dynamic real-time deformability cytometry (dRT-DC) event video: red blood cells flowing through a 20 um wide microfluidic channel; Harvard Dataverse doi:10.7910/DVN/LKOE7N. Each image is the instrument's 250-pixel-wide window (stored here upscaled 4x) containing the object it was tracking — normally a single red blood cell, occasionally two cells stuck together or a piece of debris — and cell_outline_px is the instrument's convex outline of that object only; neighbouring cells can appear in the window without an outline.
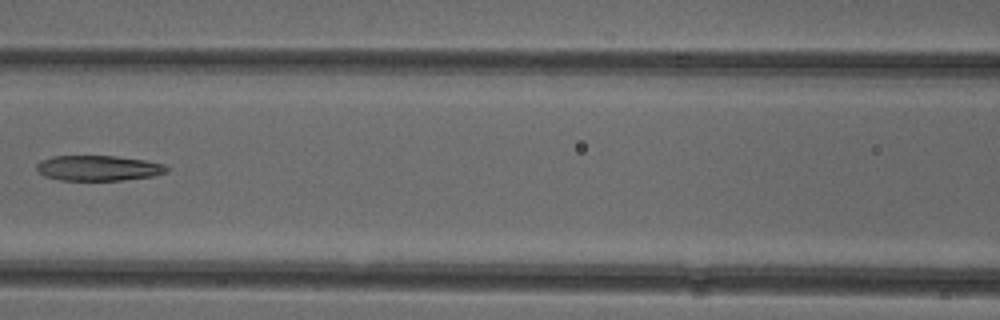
{"species": "common noctule bat (a hibernating species)", "species_latin": "Nyctalus noctula", "temperature_condition": "cold", "stored_images_in_passage": 7, "camera_frame_rate_fps": 3000, "um_per_image_px": 0.085, "animal": {"sex": "female"}, "frame": {"image": 1, "passage_image": 7, "time_ms": 8.0, "image_size_px": [1000, 320], "cell_outline_px": [[168, 172], [152, 176], [120, 180], [60, 180], [44, 176], [36, 168], [36, 164], [40, 160], [52, 156], [116, 156], [144, 160], [164, 164], [168, 168]], "centroid_in_image_um": [8.34, 14.28], "position_along_channel_um": 158.3, "area_um2": 19.13}}